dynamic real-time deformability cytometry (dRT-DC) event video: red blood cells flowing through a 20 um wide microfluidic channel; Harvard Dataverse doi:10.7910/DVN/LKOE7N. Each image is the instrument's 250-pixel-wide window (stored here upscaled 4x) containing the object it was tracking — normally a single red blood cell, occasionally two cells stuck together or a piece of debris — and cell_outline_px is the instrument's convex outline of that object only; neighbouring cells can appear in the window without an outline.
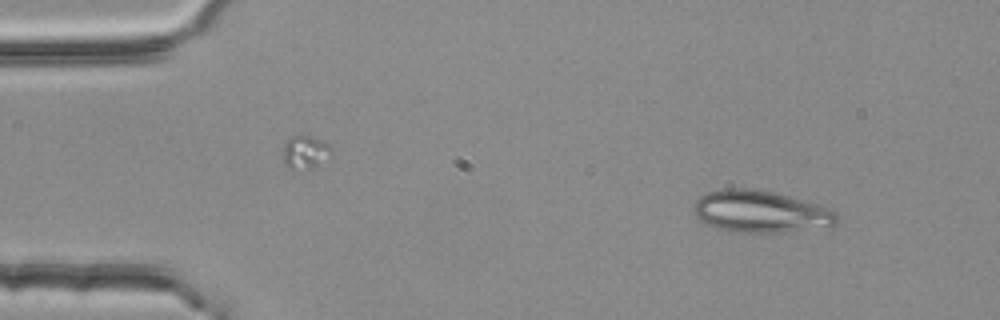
{"species": "common noctule bat (a hibernating species)", "species_latin": "Nyctalus noctula", "temperature_condition": "room temperature", "stored_images_in_passage": 3, "camera_frame_rate_fps": 3000, "um_per_image_px": 0.085, "animal": {"sex": "female", "body_mass_g": 25.1}, "frame": {"image": 1, "passage_image": 1, "time_ms": 0.0, "image_size_px": [1000, 320], "cell_outline_px": [[836, 224], [832, 228], [780, 232], [748, 232], [720, 228], [708, 224], [700, 220], [696, 216], [696, 200], [700, 196], [708, 192], [724, 188], [748, 188], [772, 192], [820, 204], [836, 212]], "centroid_in_image_um": [64.73, 17.98], "position_along_channel_um": 20.3, "area_um2": 34.68}}